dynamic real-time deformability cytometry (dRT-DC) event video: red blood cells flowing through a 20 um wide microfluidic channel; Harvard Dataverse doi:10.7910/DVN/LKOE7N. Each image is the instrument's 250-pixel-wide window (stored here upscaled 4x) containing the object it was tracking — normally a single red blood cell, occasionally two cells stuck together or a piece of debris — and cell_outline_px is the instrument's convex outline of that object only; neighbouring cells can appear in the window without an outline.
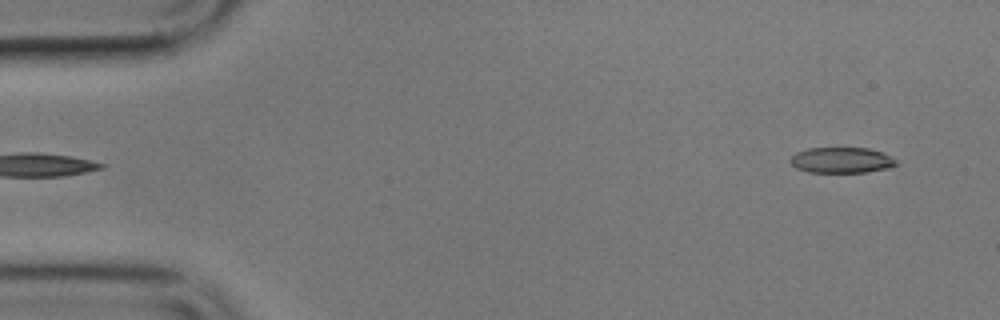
{"species": "common noctule bat (a hibernating species)", "species_latin": "Nyctalus noctula", "temperature_condition": "cold", "stored_images_in_passage": 6, "segment_of_instrument_passage": [2, 2], "camera_frame_rate_fps": 3000, "um_per_image_px": 0.085, "animal": {"sex": "male", "body_mass_g": 17.9}, "frame": {"image": 1, "passage_image": 6, "time_ms": 5.667, "image_size_px": [1000, 320], "cell_outline_px": [[900, 164], [888, 168], [868, 172], [808, 172], [796, 168], [788, 160], [796, 152], [808, 148], [868, 148], [884, 152], [892, 156]], "centroid_in_image_um": [71.57, 13.61], "position_along_channel_um": 13.4, "area_um2": 16.07}}